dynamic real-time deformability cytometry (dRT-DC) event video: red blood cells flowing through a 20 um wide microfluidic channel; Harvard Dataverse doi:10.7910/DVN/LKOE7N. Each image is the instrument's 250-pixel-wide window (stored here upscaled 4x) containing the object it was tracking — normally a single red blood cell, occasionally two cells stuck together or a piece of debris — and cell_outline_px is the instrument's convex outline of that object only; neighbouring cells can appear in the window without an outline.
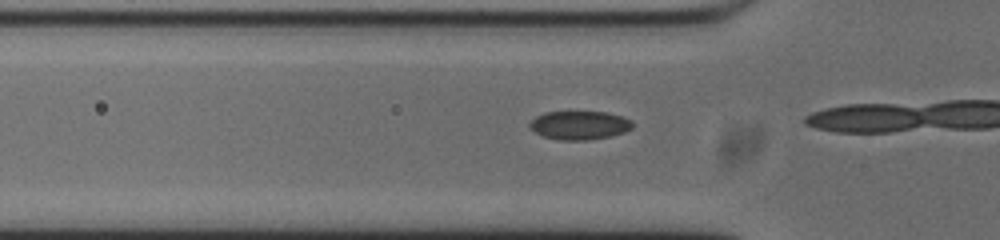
{"species": "common noctule bat (a hibernating species)", "species_latin": "Nyctalus noctula", "temperature_condition": "cold", "stored_images_in_passage": 13, "camera_frame_rate_fps": 3000, "um_per_image_px": 0.085, "animal": {"sex": "male", "body_mass_g": 20.0, "forearm_length_mm": 53.3}, "frame": {"image": 1, "passage_image": 12, "time_ms": 3.667, "image_size_px": [1000, 240], "cell_outline_px": [[632, 128], [624, 132], [608, 136], [588, 140], [560, 140], [544, 136], [536, 132], [528, 124], [536, 116], [544, 112], [608, 112], [632, 120]], "centroid_in_image_um": [49.26, 10.64], "position_along_channel_um": 76.5, "area_um2": 16.94}}